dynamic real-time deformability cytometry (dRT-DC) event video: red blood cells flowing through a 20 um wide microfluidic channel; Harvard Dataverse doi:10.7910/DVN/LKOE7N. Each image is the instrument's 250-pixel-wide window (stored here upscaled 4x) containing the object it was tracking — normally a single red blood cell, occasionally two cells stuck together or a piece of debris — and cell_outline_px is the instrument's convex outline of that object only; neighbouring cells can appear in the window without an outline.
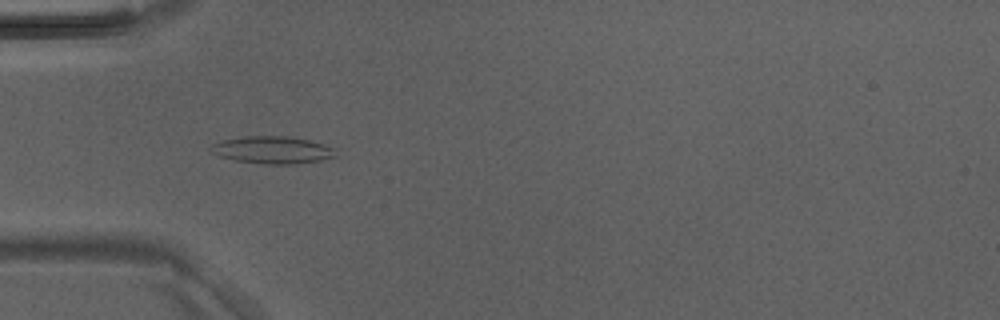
{"species": "Egyptian fruit bat (a non-hibernating species)", "species_latin": "Rousettus aegyptiacus", "temperature_condition": "room temperature", "stored_images_in_passage": 37, "camera_frame_rate_fps": 3000, "um_per_image_px": 0.085, "animal": {"sex": "male"}, "frame": {"image": 1, "passage_image": 6, "time_ms": 1.667, "image_size_px": [1000, 320], "cell_outline_px": [[336, 156], [320, 160], [296, 164], [264, 164], [236, 160], [220, 156], [212, 152], [208, 148], [212, 144], [224, 140], [244, 136], [288, 136], [308, 140], [324, 144], [336, 148]], "centroid_in_image_um": [23.18, 12.74], "position_along_channel_um": 61.8, "area_um2": 19.83}}
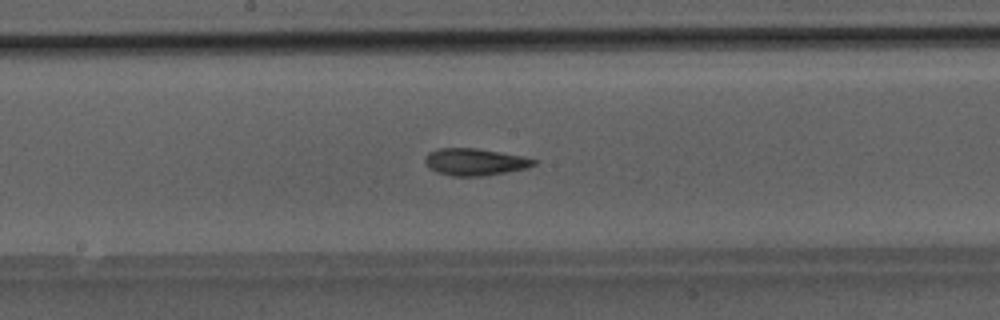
{"frame": {"image": 2, "passage_image": 16, "time_ms": 5.0, "image_size_px": [1000, 320], "cell_outline_px": [[540, 160], [536, 164], [528, 168], [484, 176], [452, 176], [436, 172], [428, 168], [424, 160], [424, 156], [428, 152], [440, 148], [476, 148], [500, 152]], "centroid_in_image_um": [40.35, 13.77], "position_along_channel_um": 207.8, "area_um2": 17.28}}
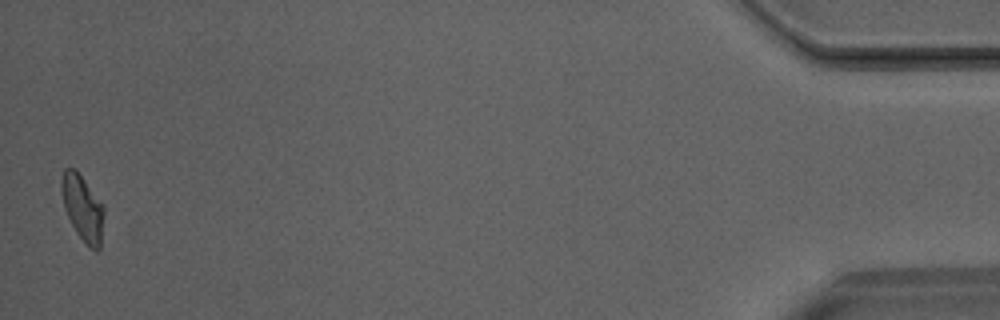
{"frame": {"image": 3, "passage_image": 37, "time_ms": 12.0, "image_size_px": [1000, 320], "cell_outline_px": [[104, 212], [100, 248], [96, 252], [88, 248], [76, 232], [64, 208], [60, 192], [60, 180], [64, 168], [76, 168], [104, 204]], "centroid_in_image_um": [7.02, 17.65], "position_along_channel_um": 428.2, "area_um2": 16.76}}